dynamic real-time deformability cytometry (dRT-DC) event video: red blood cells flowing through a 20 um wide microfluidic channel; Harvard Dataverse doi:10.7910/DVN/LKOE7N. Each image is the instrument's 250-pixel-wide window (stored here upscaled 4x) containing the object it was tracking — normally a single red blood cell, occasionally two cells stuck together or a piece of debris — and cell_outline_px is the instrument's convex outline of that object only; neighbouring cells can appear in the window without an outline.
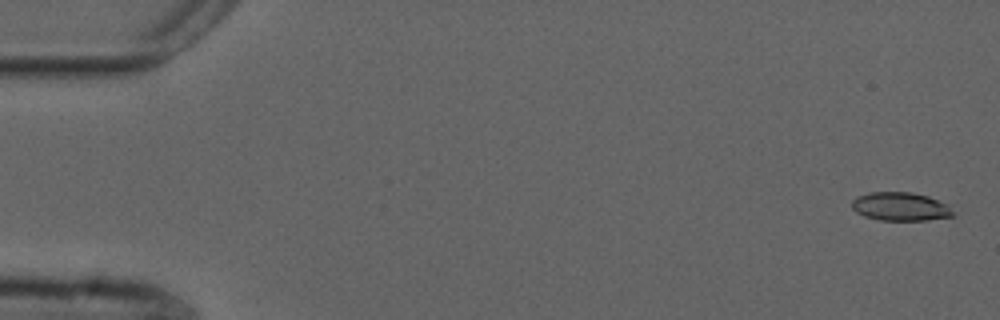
{"species": "common noctule bat (a hibernating species)", "species_latin": "Nyctalus noctula", "temperature_condition": "cold", "stored_images_in_passage": 8, "camera_frame_rate_fps": 3000, "um_per_image_px": 0.085, "animal": {"sex": "male", "forearm_length_mm": 52.5}, "frame": {"image": 1, "passage_image": 1, "time_ms": 0.0, "image_size_px": [1000, 320], "cell_outline_px": [[956, 216], [928, 220], [880, 220], [864, 216], [856, 212], [852, 208], [852, 200], [856, 196], [868, 192], [912, 192], [928, 196], [948, 204]], "centroid_in_image_um": [76.55, 17.55], "position_along_channel_um": 8.5, "area_um2": 16.99}}
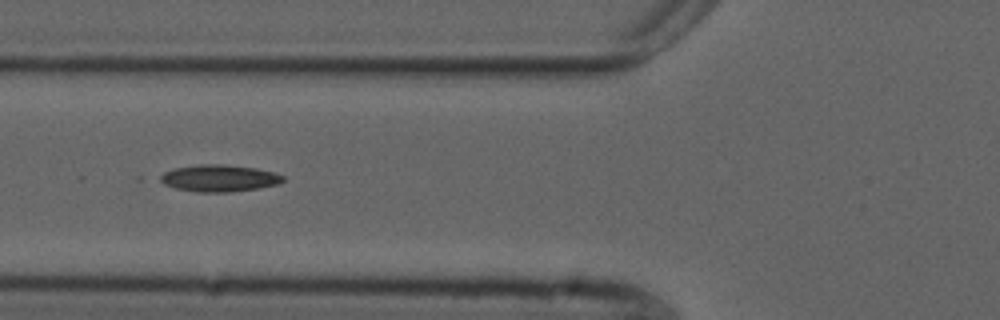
{"frame": {"image": 2, "passage_image": 6, "time_ms": 1.667, "image_size_px": [1000, 320], "cell_outline_px": [[284, 180], [280, 184], [260, 188], [228, 192], [196, 192], [176, 188], [164, 184], [156, 180], [156, 176], [164, 172], [176, 168], [196, 164], [224, 164], [256, 168], [276, 172], [284, 176]], "centroid_in_image_um": [18.62, 15.14], "position_along_channel_um": 107.2, "area_um2": 19.59}}
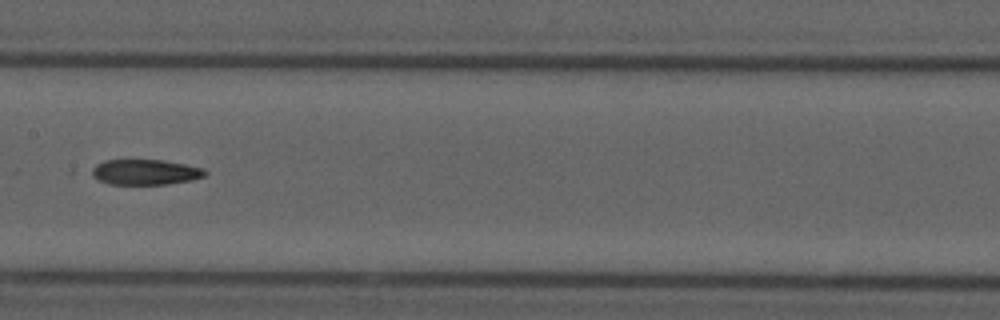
{"frame": {"image": 3, "passage_image": 8, "time_ms": 2.333, "image_size_px": [1000, 320], "cell_outline_px": [[208, 172], [204, 176], [192, 180], [168, 184], [108, 184], [96, 180], [84, 172], [96, 164], [104, 160], [164, 160], [204, 168]], "centroid_in_image_um": [12.24, 14.63], "position_along_channel_um": 195.2, "area_um2": 17.22}}